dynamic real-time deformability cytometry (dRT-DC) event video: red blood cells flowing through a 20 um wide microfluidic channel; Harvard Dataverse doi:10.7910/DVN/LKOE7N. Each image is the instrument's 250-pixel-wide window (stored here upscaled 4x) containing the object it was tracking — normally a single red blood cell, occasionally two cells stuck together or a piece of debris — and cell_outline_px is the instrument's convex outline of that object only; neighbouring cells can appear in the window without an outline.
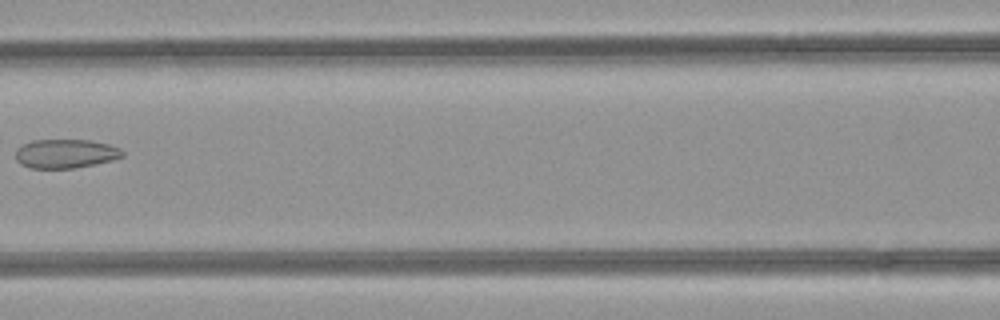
{"species": "common noctule bat (a hibernating species)", "species_latin": "Nyctalus noctula", "temperature_condition": "room temperature", "stored_images_in_passage": 3, "camera_frame_rate_fps": 3000, "um_per_image_px": 0.085, "animal": {"sex": "female", "body_mass_g": 21.9}, "frame": {"image": 1, "passage_image": 3, "time_ms": 0.667, "image_size_px": [1000, 320], "cell_outline_px": [[124, 156], [112, 160], [96, 164], [72, 168], [28, 168], [20, 164], [16, 160], [16, 148], [32, 140], [92, 140], [108, 144], [120, 148], [124, 152]], "centroid_in_image_um": [5.57, 13.06], "position_along_channel_um": 161.0, "area_um2": 18.15}}